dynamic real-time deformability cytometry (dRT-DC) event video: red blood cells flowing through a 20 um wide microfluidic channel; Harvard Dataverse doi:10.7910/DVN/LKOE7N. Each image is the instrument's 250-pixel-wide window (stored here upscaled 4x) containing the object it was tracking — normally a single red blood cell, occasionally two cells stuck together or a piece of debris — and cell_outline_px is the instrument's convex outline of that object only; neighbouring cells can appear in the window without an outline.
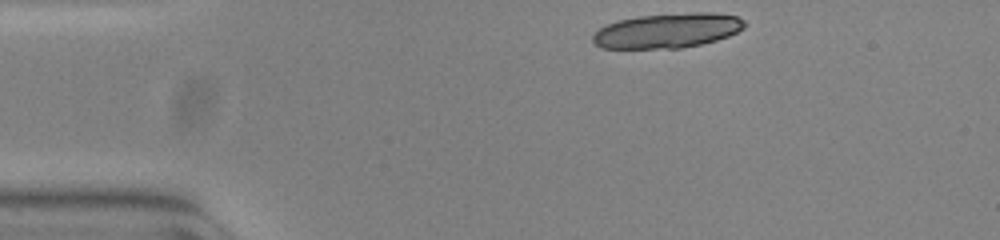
{"species": "common noctule bat (a hibernating species)", "species_latin": "Nyctalus noctula", "temperature_condition": "warm", "stored_images_in_passage": 45, "camera_frame_rate_fps": 3000, "um_per_image_px": 0.085, "animal": {"sex": "female", "body_mass_g": 23.0, "forearm_length_mm": 53.4}, "frame": {"image": 1, "passage_image": 1, "time_ms": 0.0, "image_size_px": [1000, 240], "cell_outline_px": [[744, 28], [728, 36], [716, 40], [700, 44], [680, 48], [600, 48], [592, 40], [592, 36], [600, 28], [616, 20], [640, 16], [696, 12], [712, 12], [736, 16], [744, 20]], "centroid_in_image_um": [56.72, 2.6], "position_along_channel_um": 28.3, "area_um2": 30.52}}
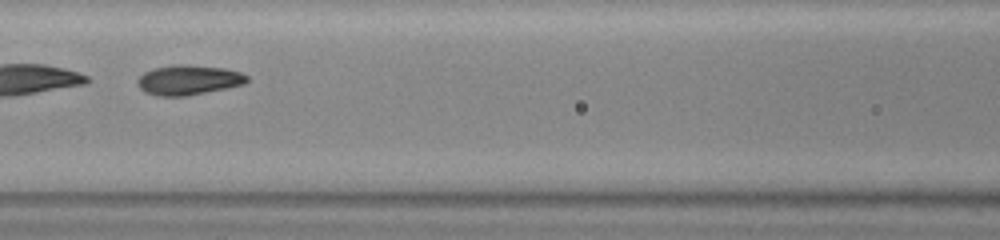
{"frame": {"image": 2, "passage_image": 16, "time_ms": 5.0, "image_size_px": [1000, 240], "cell_outline_px": [[248, 80], [244, 84], [184, 96], [156, 96], [144, 92], [136, 84], [136, 80], [144, 72], [156, 68], [176, 64], [188, 64], [224, 68], [240, 72], [248, 76]], "centroid_in_image_um": [15.98, 6.79], "position_along_channel_um": 150.6, "area_um2": 18.96}}
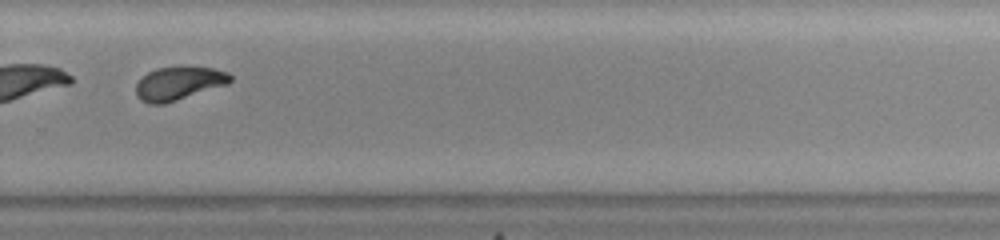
{"frame": {"image": 3, "passage_image": 29, "time_ms": 9.333, "image_size_px": [1000, 240], "cell_outline_px": [[232, 80], [228, 84], [164, 104], [148, 104], [140, 100], [136, 96], [136, 84], [148, 72], [156, 68], [212, 68], [228, 72], [232, 76]], "centroid_in_image_um": [15.18, 7.11], "position_along_channel_um": 314.6, "area_um2": 18.03}, "authors_computed_cell_mechanics": {"area_um2": 19.2474, "velocity_mm_per_s": 3.8062, "shape_relaxation_time_tau1_ms": 2.9657, "shape_relaxation_time_tau2_ms": 1.3851, "deformation_change_tau1": 0.1535, "deformation_change_tau2": 0.0618}}